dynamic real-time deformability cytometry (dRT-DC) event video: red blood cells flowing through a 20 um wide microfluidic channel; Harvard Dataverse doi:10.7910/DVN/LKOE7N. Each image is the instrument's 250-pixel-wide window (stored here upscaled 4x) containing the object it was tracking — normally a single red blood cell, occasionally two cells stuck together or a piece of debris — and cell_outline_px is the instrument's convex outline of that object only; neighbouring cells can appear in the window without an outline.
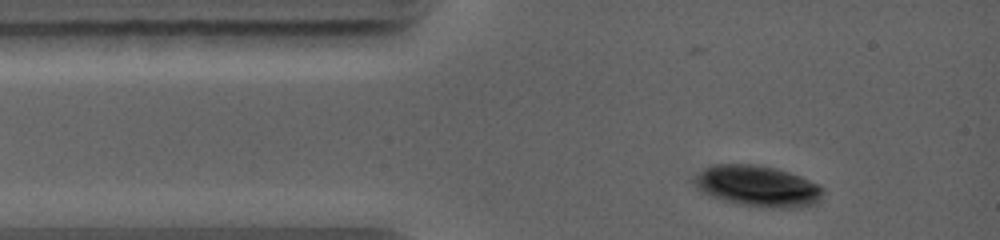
{"species": "common noctule bat (a hibernating species)", "species_latin": "Nyctalus noctula", "temperature_condition": "warm", "stored_images_in_passage": 9, "camera_frame_rate_fps": 5000, "um_per_image_px": 0.085, "animal": {"sex": "female", "body_mass_g": 19.0, "forearm_length_mm": 56.7}, "frame": {"image": 1, "passage_image": 1, "time_ms": 0.0, "image_size_px": [1000, 240], "cell_outline_px": [[824, 192], [812, 204], [788, 208], [772, 208], [744, 204], [724, 200], [712, 196], [696, 188], [692, 184], [692, 180], [704, 168], [712, 164], [756, 164], [776, 168], [800, 176], [824, 188]], "centroid_in_image_um": [64.35, 15.79], "position_along_channel_um": 20.7, "area_um2": 30.35}}